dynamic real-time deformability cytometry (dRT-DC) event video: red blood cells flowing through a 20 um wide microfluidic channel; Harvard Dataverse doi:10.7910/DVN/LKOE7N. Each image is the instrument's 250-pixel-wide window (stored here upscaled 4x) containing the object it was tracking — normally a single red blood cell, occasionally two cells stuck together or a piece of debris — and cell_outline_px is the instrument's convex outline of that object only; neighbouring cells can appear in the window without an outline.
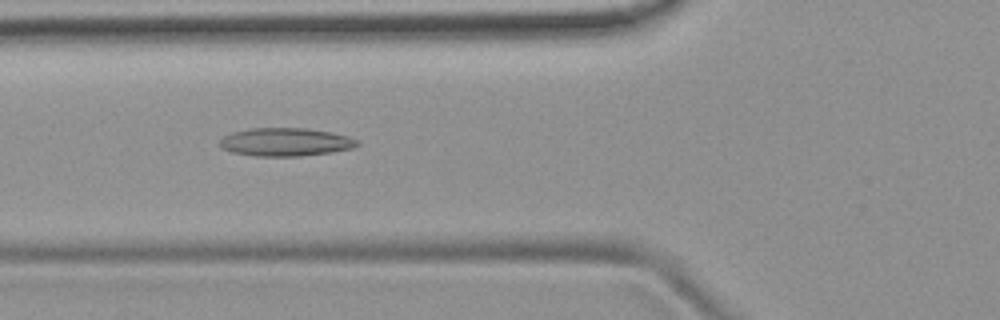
{"species": "common noctule bat (a hibernating species)", "species_latin": "Nyctalus noctula", "temperature_condition": "room temperature", "stored_images_in_passage": 35, "camera_frame_rate_fps": 3000, "um_per_image_px": 0.085, "animal": {"sex": "female", "body_mass_g": 19.9}, "frame": {"image": 1, "passage_image": 6, "time_ms": 1.667, "image_size_px": [1000, 320], "cell_outline_px": [[360, 144], [352, 148], [332, 152], [300, 156], [252, 156], [232, 152], [220, 148], [220, 140], [224, 136], [232, 132], [248, 128], [304, 128], [332, 132], [348, 136], [360, 140]], "centroid_in_image_um": [24.27, 12.07], "position_along_channel_um": 101.5, "area_um2": 22.77}}
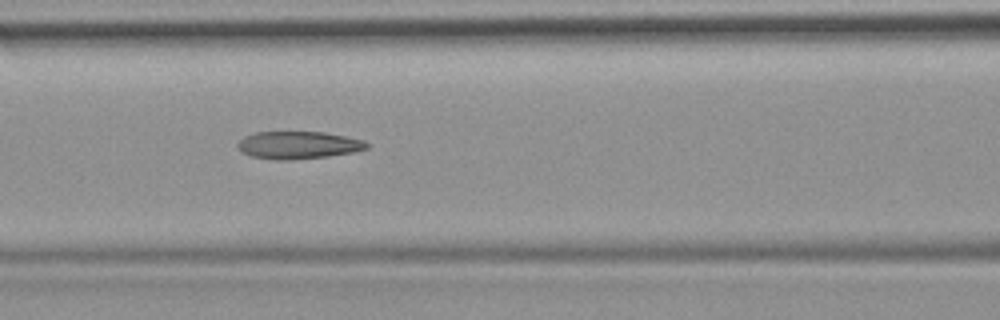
{"frame": {"image": 2, "passage_image": 9, "time_ms": 2.667, "image_size_px": [1000, 320], "cell_outline_px": [[368, 148], [352, 152], [328, 156], [288, 160], [272, 160], [252, 156], [240, 152], [236, 144], [244, 136], [256, 132], [324, 132], [364, 140], [368, 144]], "centroid_in_image_um": [25.31, 12.33], "position_along_channel_um": 141.3, "area_um2": 20.69}}
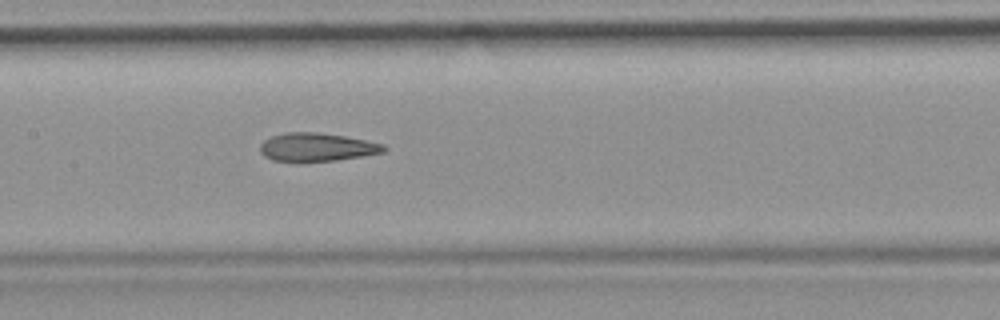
{"frame": {"image": 3, "passage_image": 12, "time_ms": 3.667, "image_size_px": [1000, 320], "cell_outline_px": [[388, 148], [384, 152], [336, 160], [272, 160], [264, 156], [260, 152], [260, 144], [264, 140], [272, 136], [284, 132], [316, 132], [344, 136], [384, 144]], "centroid_in_image_um": [26.92, 12.48], "position_along_channel_um": 180.5, "area_um2": 20.0}}